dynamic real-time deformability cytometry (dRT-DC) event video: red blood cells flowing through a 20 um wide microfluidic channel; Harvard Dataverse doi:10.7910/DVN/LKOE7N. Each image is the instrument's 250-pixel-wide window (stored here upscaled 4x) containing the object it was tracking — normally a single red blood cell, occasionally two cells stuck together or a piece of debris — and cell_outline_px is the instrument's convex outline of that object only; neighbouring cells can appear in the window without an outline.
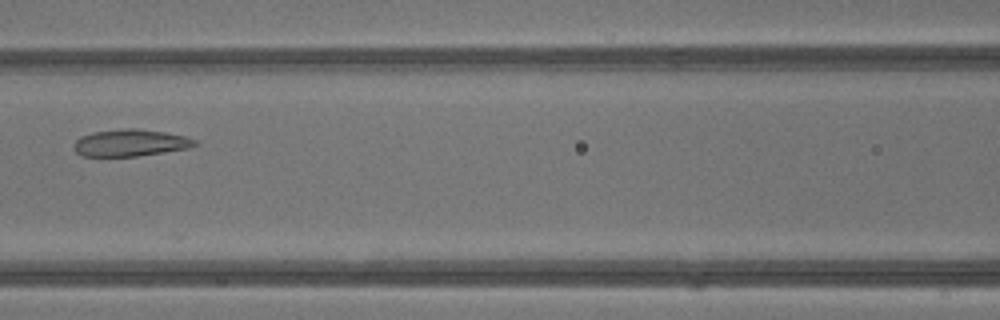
{"species": "common noctule bat (a hibernating species)", "species_latin": "Nyctalus noctula", "temperature_condition": "warm", "stored_images_in_passage": 29, "camera_frame_rate_fps": 3000, "um_per_image_px": 0.085, "animal": {"sex": "male", "body_mass_g": 13.3}, "frame": {"image": 1, "passage_image": 14, "time_ms": 4.333, "image_size_px": [1000, 320], "cell_outline_px": [[200, 144], [188, 148], [164, 152], [136, 156], [80, 156], [72, 148], [72, 144], [80, 136], [92, 132], [124, 128], [140, 128], [164, 132], [184, 136], [196, 140]], "centroid_in_image_um": [11.04, 12.13], "position_along_channel_um": 155.6, "area_um2": 19.19}}
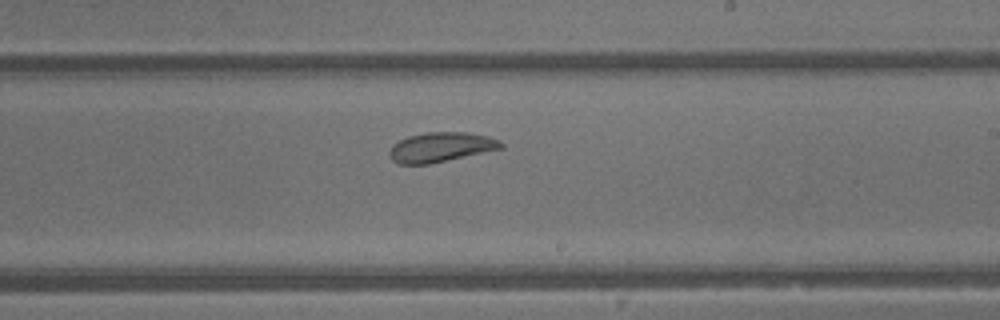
{"frame": {"image": 2, "passage_image": 20, "time_ms": 6.333, "image_size_px": [1000, 320], "cell_outline_px": [[504, 148], [428, 164], [400, 164], [392, 160], [388, 152], [392, 144], [408, 136], [424, 132], [464, 132], [488, 136], [500, 140], [504, 144]], "centroid_in_image_um": [37.47, 12.5], "position_along_channel_um": 251.5, "area_um2": 19.31}}
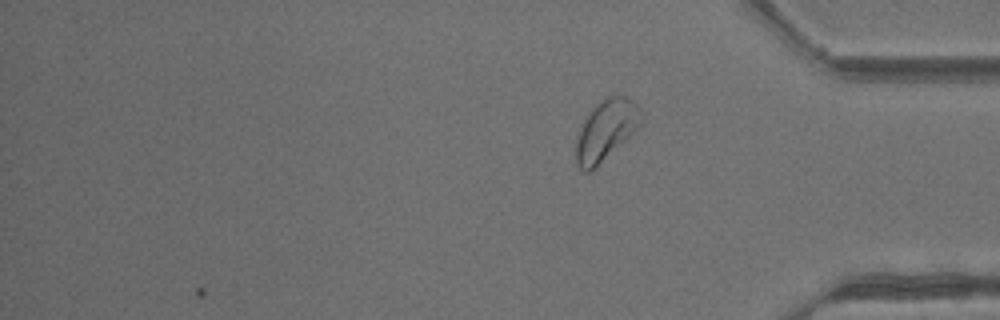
{"frame": {"image": 3, "passage_image": 29, "time_ms": 9.333, "image_size_px": [1000, 320], "cell_outline_px": [[644, 112], [640, 124], [636, 132], [592, 172], [584, 172], [576, 164], [576, 136], [588, 112], [600, 100], [608, 96], [628, 96]], "centroid_in_image_um": [51.52, 11.09], "position_along_channel_um": 383.7, "area_um2": 23.58}, "authors_computed_cell_mechanics": {"area_um2": 19.652, "velocity_mm_per_s": 4.8148, "shape_relaxation_time_tau1_ms": 9.3985, "shape_relaxation_time_tau2_ms": 2.5645, "deformation_change_tau1": 0.1748, "deformation_change_tau2": 0.0537}}